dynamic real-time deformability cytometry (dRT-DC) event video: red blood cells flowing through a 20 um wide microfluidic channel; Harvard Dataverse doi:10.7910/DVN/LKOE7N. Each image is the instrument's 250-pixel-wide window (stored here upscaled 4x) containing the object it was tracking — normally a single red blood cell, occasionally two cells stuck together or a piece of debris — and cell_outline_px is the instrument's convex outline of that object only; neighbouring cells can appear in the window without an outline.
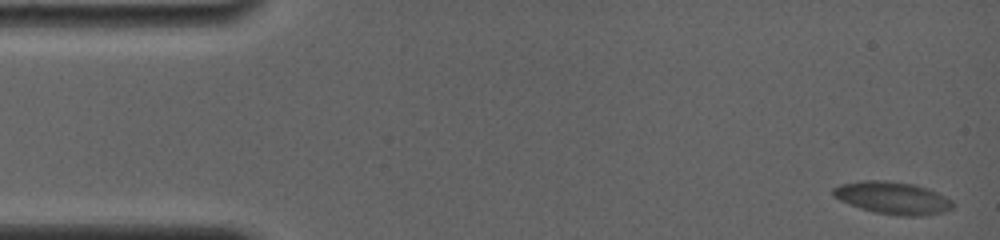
{"species": "common noctule bat (a hibernating species)", "species_latin": "Nyctalus noctula", "temperature_condition": "room temperature", "stored_images_in_passage": 17, "camera_frame_rate_fps": 4000, "um_per_image_px": 0.085, "animal": {"sex": "female", "body_mass_g": 19.0, "forearm_length_mm": 56.7}, "frame": {"image": 1, "passage_image": 1, "time_ms": 0.0, "image_size_px": [1000, 240], "cell_outline_px": [[956, 204], [952, 208], [944, 212], [920, 216], [900, 216], [876, 212], [860, 208], [840, 200], [832, 196], [832, 188], [840, 184], [864, 180], [888, 180], [916, 184], [928, 188], [952, 200]], "centroid_in_image_um": [75.89, 16.81], "position_along_channel_um": 9.1, "area_um2": 22.77}}
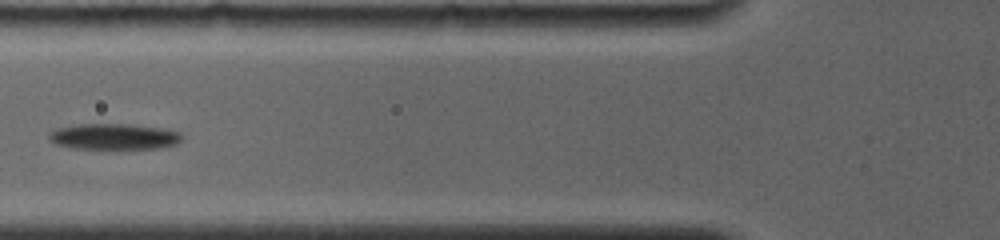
{"frame": {"image": 2, "passage_image": 15, "time_ms": 3.5, "image_size_px": [1000, 240], "cell_outline_px": [[180, 140], [176, 144], [156, 148], [76, 148], [52, 144], [48, 140], [48, 132], [56, 128], [76, 124], [132, 124], [160, 128], [180, 132]], "centroid_in_image_um": [9.58, 11.6], "position_along_channel_um": 116.2, "area_um2": 20.0}}
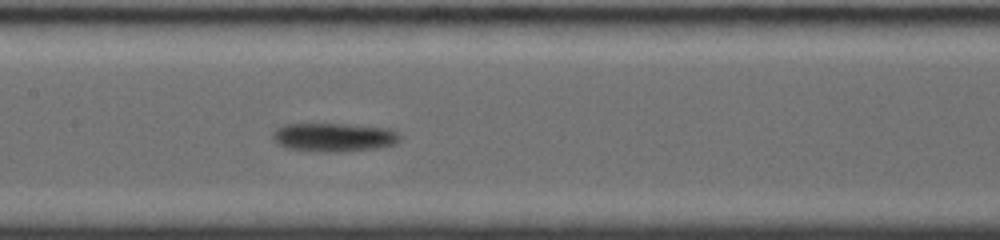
{"frame": {"image": 3, "passage_image": 17, "time_ms": 4.0, "image_size_px": [1000, 240], "cell_outline_px": [[400, 140], [396, 144], [380, 148], [336, 152], [324, 152], [284, 148], [276, 144], [272, 140], [272, 132], [276, 128], [284, 124], [344, 124], [388, 128], [400, 132]], "centroid_in_image_um": [28.36, 11.67], "position_along_channel_um": 179.0, "area_um2": 21.62}}